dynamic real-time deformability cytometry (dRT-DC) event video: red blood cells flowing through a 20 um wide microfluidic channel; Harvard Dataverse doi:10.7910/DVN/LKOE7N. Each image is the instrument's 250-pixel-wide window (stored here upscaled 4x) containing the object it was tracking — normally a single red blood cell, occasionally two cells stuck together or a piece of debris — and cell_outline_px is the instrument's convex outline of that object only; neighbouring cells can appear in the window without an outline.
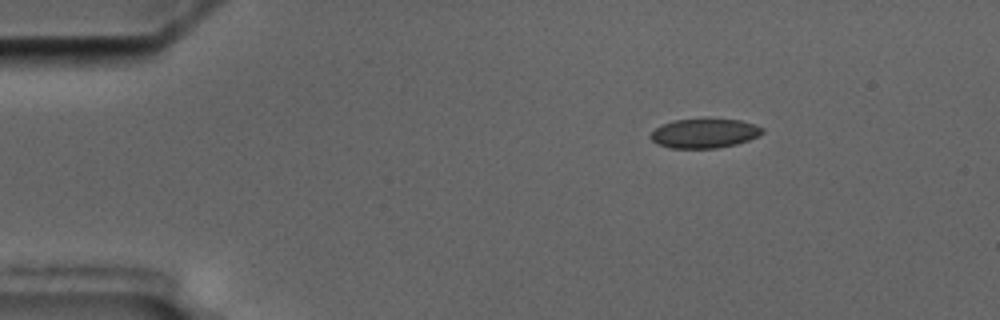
{"species": "common noctule bat (a hibernating species)", "species_latin": "Nyctalus noctula", "temperature_condition": "cold", "stored_images_in_passage": 9, "camera_frame_rate_fps": 3000, "um_per_image_px": 0.085, "animal": {"sex": "male", "body_mass_g": 17.5, "forearm_length_mm": 52.3}, "frame": {"image": 1, "passage_image": 1, "time_ms": 0.0, "image_size_px": [1000, 320], "cell_outline_px": [[764, 132], [760, 136], [736, 144], [716, 148], [672, 148], [656, 144], [652, 140], [652, 132], [656, 128], [664, 124], [676, 120], [740, 120], [756, 124], [764, 128]], "centroid_in_image_um": [59.93, 11.35], "position_along_channel_um": 25.1, "area_um2": 18.79}}
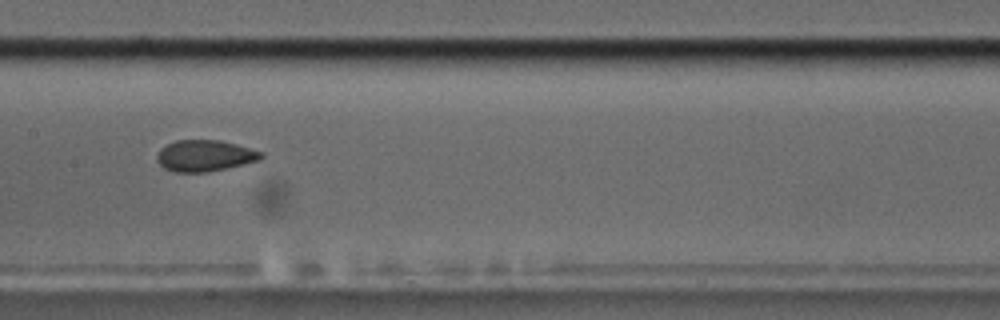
{"frame": {"image": 2, "passage_image": 7, "time_ms": 6.667, "image_size_px": [1000, 320], "cell_outline_px": [[264, 156], [260, 160], [228, 168], [208, 172], [176, 172], [164, 168], [156, 160], [156, 156], [160, 148], [176, 140], [220, 140], [236, 144], [264, 152]], "centroid_in_image_um": [17.42, 13.24], "position_along_channel_um": 190.0, "area_um2": 19.13}}
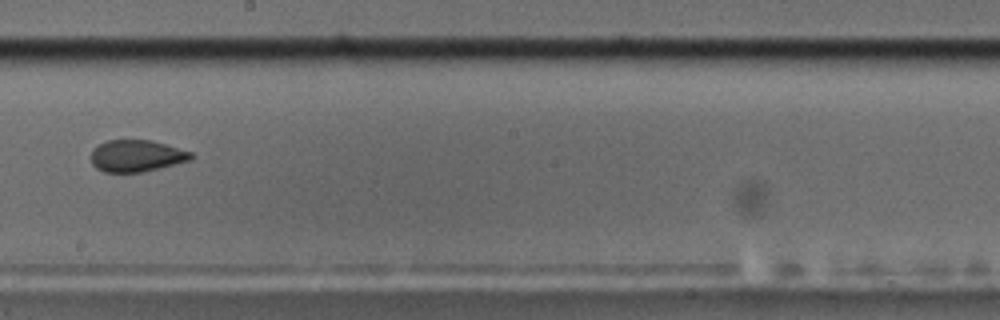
{"frame": {"image": 3, "passage_image": 8, "time_ms": 8.0, "image_size_px": [1000, 320], "cell_outline_px": [[196, 156], [192, 160], [144, 172], [104, 172], [96, 168], [92, 164], [92, 148], [108, 140], [148, 140], [164, 144], [192, 152]], "centroid_in_image_um": [11.63, 13.26], "position_along_channel_um": 236.6, "area_um2": 18.55}}